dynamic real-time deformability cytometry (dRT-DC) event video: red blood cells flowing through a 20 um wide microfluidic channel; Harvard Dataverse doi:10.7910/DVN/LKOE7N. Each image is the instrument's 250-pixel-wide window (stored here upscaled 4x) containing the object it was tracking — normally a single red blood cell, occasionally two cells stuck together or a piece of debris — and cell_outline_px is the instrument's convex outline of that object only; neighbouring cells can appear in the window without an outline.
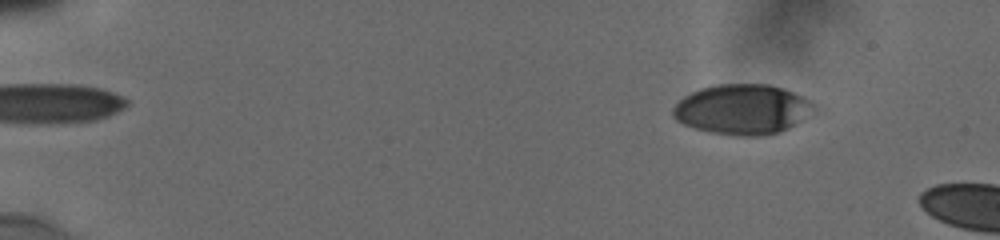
{"species": "human", "species_latin": "Homo sapiens", "temperature_condition": "cold", "stored_images_in_passage": 10, "camera_frame_rate_fps": 3000, "um_per_image_px": 0.085, "donor": {"sex": "male"}, "frame": {"image": 1, "passage_image": 4, "time_ms": 1.667, "image_size_px": [1000, 240], "cell_outline_px": [[816, 112], [796, 124], [780, 132], [764, 136], [732, 136], [712, 132], [696, 128], [684, 124], [676, 120], [672, 116], [672, 108], [684, 96], [700, 88], [716, 84], [768, 84], [784, 88], [816, 104]], "centroid_in_image_um": [63.13, 9.3], "position_along_channel_um": 21.9, "area_um2": 41.44}}